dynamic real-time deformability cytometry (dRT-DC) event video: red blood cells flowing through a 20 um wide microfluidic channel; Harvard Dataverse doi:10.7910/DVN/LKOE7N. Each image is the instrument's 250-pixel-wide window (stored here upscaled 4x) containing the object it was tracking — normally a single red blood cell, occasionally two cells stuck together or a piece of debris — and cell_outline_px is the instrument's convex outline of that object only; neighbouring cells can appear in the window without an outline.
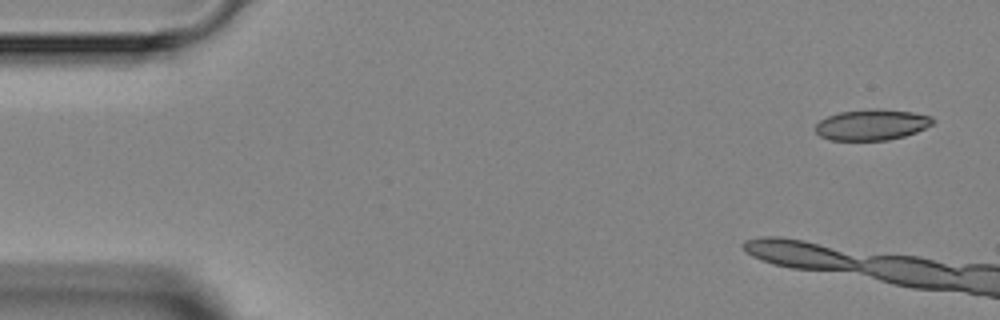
{"species": "Egyptian fruit bat (a non-hibernating species)", "species_latin": "Rousettus aegyptiacus", "temperature_condition": "room temperature", "stored_images_in_passage": 7, "camera_frame_rate_fps": 3000, "um_per_image_px": 0.085, "animal": {"sex": "female"}, "frame": {"image": 1, "passage_image": 1, "time_ms": 0.0, "image_size_px": [1000, 320], "cell_outline_px": [[936, 120], [932, 124], [916, 132], [904, 136], [888, 140], [828, 140], [820, 136], [816, 132], [816, 124], [820, 120], [828, 116], [840, 112], [876, 108], [912, 112], [932, 116]], "centroid_in_image_um": [74.11, 10.6], "position_along_channel_um": 10.9, "area_um2": 21.1}}